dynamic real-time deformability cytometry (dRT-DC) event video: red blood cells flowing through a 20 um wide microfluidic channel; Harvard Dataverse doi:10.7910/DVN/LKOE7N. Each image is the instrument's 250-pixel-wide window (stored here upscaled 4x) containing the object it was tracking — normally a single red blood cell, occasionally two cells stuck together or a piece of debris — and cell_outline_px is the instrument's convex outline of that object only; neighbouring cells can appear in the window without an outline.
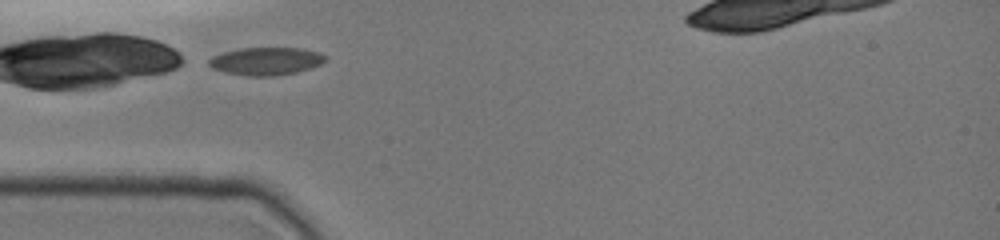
{"species": "common noctule bat (a hibernating species)", "species_latin": "Nyctalus noctula", "temperature_condition": "cold", "stored_images_in_passage": 5, "camera_frame_rate_fps": 3000, "um_per_image_px": 0.085, "animal": {"sex": "female", "body_mass_g": 19.0, "forearm_length_mm": 51.5}, "frame": {"image": 1, "passage_image": 1, "time_ms": 0.0, "image_size_px": [1000, 240], "cell_outline_px": [[328, 60], [312, 68], [296, 72], [276, 76], [248, 76], [224, 72], [212, 68], [208, 64], [208, 60], [212, 56], [224, 52], [240, 48], [300, 48], [320, 52], [328, 56]], "centroid_in_image_um": [22.65, 5.2], "position_along_channel_um": 62.4, "area_um2": 19.07}}